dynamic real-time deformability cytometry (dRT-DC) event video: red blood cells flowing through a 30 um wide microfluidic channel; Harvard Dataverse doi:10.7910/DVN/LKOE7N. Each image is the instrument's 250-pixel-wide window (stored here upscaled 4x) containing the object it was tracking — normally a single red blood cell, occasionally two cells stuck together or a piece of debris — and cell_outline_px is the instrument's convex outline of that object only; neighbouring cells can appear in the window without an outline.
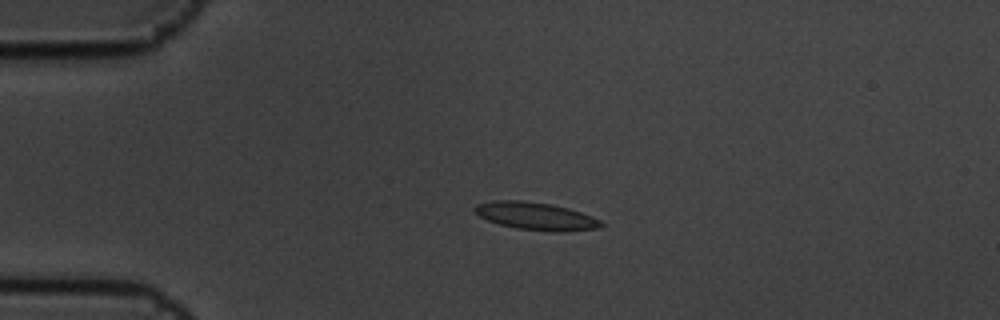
{"species": "common noctule bat (a hibernating species)", "species_latin": "Nyctalus noctula", "temperature_condition": "cold", "stored_images_in_passage": 5, "camera_frame_rate_fps": 3000, "um_per_image_px": 0.085, "animal": {"sex": "male", "body_mass_g": 19.5, "forearm_length_mm": 54.6}, "frame": {"image": 1, "passage_image": 4, "time_ms": 1.0, "image_size_px": [1000, 320], "cell_outline_px": [[604, 224], [600, 228], [552, 232], [548, 232], [516, 228], [500, 224], [488, 220], [472, 212], [472, 208], [476, 204], [492, 200], [520, 200], [552, 204], [568, 208], [592, 216], [600, 220]], "centroid_in_image_um": [45.51, 18.36], "position_along_channel_um": 39.5, "area_um2": 20.46}}